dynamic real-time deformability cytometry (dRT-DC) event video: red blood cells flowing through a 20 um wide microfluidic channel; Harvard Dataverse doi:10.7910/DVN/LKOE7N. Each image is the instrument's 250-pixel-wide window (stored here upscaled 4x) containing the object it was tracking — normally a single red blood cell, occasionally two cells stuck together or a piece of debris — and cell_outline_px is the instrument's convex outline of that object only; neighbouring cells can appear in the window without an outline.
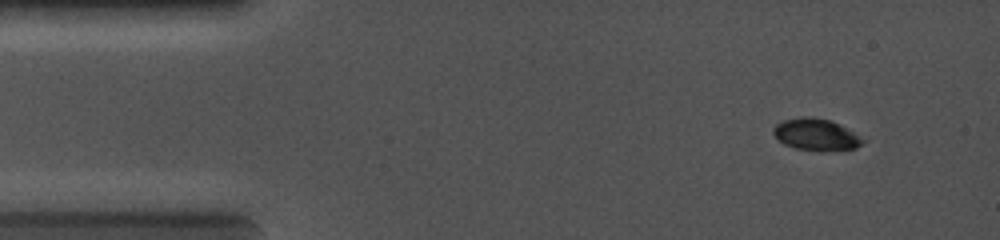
{"species": "common noctule bat (a hibernating species)", "species_latin": "Nyctalus noctula", "temperature_condition": "cold", "stored_images_in_passage": 35, "camera_frame_rate_fps": 5000, "um_per_image_px": 0.085, "animal": {"sex": "female", "body_mass_g": 19.0, "forearm_length_mm": 56.7}, "frame": {"image": 1, "passage_image": 3, "time_ms": 1.0, "image_size_px": [1000, 240], "cell_outline_px": [[868, 140], [856, 148], [824, 152], [796, 148], [784, 144], [772, 132], [772, 128], [776, 124], [784, 120], [804, 116], [808, 116], [832, 120], [840, 124]], "centroid_in_image_um": [69.41, 11.44], "position_along_channel_um": 15.6, "area_um2": 16.82}}
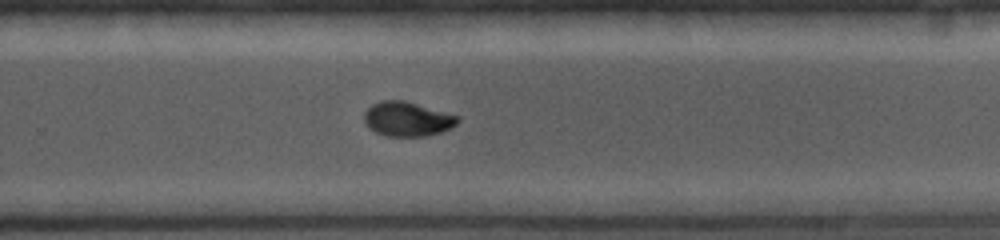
{"frame": {"image": 2, "passage_image": 20, "time_ms": 8.8, "image_size_px": [1000, 240], "cell_outline_px": [[460, 120], [452, 128], [440, 132], [424, 136], [384, 136], [368, 128], [364, 120], [364, 112], [372, 104], [384, 100], [404, 100], [460, 116]], "centroid_in_image_um": [34.62, 10.12], "position_along_channel_um": 295.2, "area_um2": 18.84}}
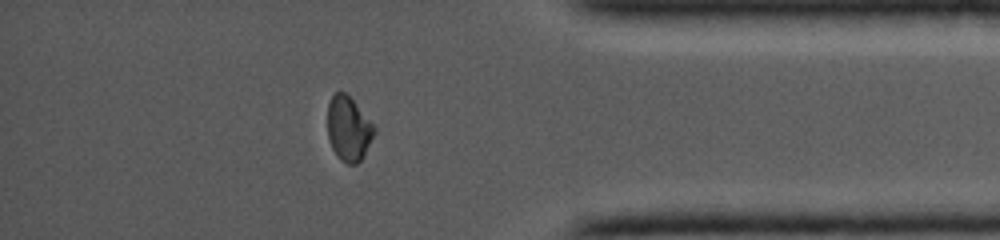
{"frame": {"image": 3, "passage_image": 28, "time_ms": 11.4, "image_size_px": [1000, 240], "cell_outline_px": [[376, 132], [360, 160], [356, 164], [348, 164], [340, 160], [332, 148], [328, 140], [328, 104], [332, 96], [336, 92], [344, 92], [352, 100], [376, 128]], "centroid_in_image_um": [29.61, 10.96], "position_along_channel_um": 405.6, "area_um2": 17.22}}